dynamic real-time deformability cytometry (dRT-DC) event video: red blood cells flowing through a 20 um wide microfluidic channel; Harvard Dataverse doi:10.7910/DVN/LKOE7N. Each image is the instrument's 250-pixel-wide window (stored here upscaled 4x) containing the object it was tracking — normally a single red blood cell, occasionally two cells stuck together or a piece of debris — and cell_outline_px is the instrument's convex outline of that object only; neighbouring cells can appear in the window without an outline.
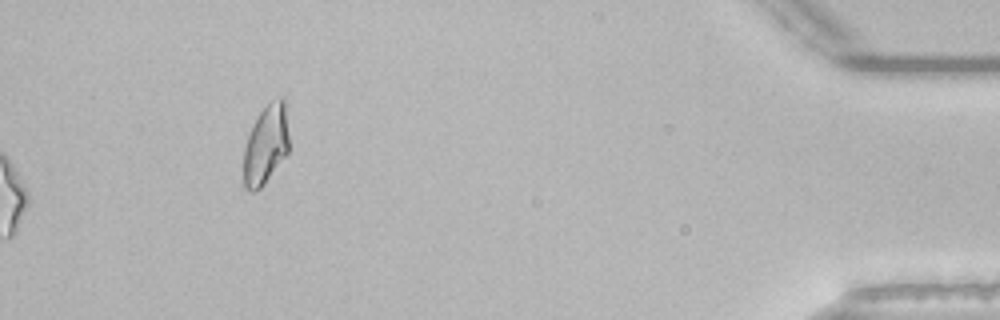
{"species": "common noctule bat (a hibernating species)", "species_latin": "Nyctalus noctula", "temperature_condition": "room temperature", "stored_images_in_passage": 42, "camera_frame_rate_fps": 3000, "um_per_image_px": 0.085, "animal": {"sex": "male", "body_mass_g": 21.5, "forearm_length_mm": 52.0}, "frame": {"image": 1, "passage_image": 42, "time_ms": 13.667, "image_size_px": [1000, 320], "cell_outline_px": [[288, 152], [264, 184], [260, 188], [252, 192], [248, 192], [244, 188], [244, 148], [252, 124], [256, 116], [272, 100], [280, 96], [284, 96], [288, 136]], "centroid_in_image_um": [22.58, 12.29], "position_along_channel_um": 412.6, "area_um2": 20.92}, "authors_computed_cell_mechanics": {"area_um2": 17.2822, "velocity_mm_per_s": 3.8384, "shape_relaxation_time_tau1_ms": null, "shape_relaxation_time_tau2_ms": 9.016, "deformation_change_tau1": null, "deformation_change_tau2": 0.2113}}